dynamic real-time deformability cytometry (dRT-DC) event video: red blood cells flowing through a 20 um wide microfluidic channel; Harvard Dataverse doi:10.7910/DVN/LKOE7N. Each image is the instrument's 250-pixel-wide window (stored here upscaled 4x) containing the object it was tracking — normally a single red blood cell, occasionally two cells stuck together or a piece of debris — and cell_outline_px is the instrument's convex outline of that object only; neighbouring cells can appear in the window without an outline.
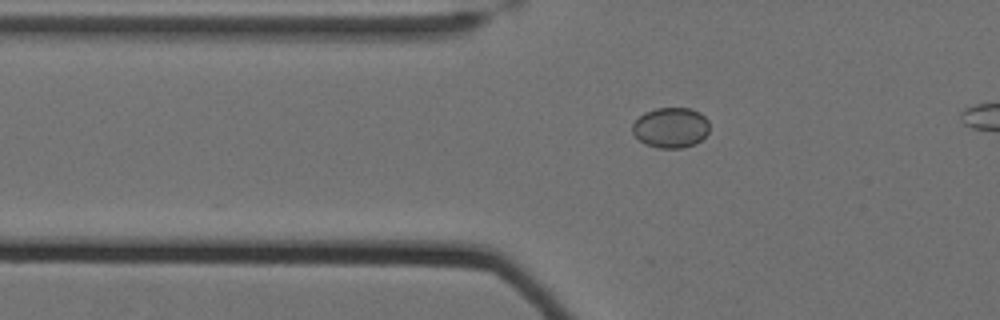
{"species": "Egyptian fruit bat (a non-hibernating species)", "species_latin": "Rousettus aegyptiacus", "temperature_condition": "cold", "stored_images_in_passage": 49, "camera_frame_rate_fps": 3000, "um_per_image_px": 0.085, "animal": {"sex": "female"}, "frame": {"image": 1, "passage_image": 16, "time_ms": 5.0, "image_size_px": [1000, 320], "cell_outline_px": [[708, 132], [696, 144], [680, 148], [656, 148], [644, 144], [632, 132], [632, 124], [644, 112], [656, 108], [688, 108], [700, 112], [708, 120]], "centroid_in_image_um": [57.0, 10.85], "position_along_channel_um": 68.8, "area_um2": 18.15}}
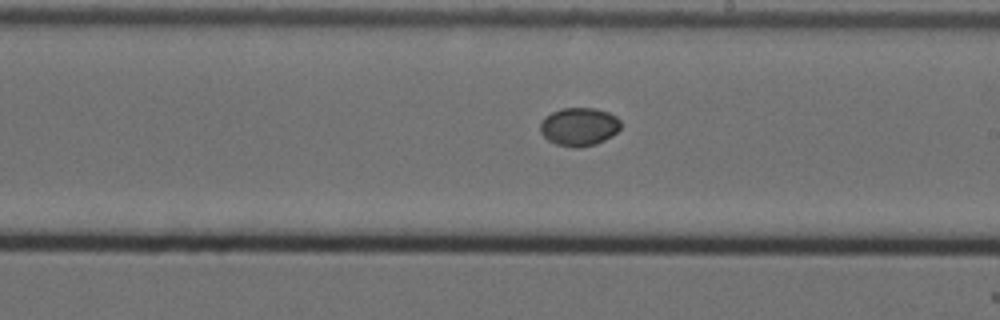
{"frame": {"image": 2, "passage_image": 31, "time_ms": 10.0, "image_size_px": [1000, 320], "cell_outline_px": [[620, 128], [612, 136], [596, 144], [580, 148], [572, 148], [556, 144], [548, 140], [540, 132], [540, 124], [544, 116], [560, 108], [596, 108], [608, 112], [616, 116], [620, 120]], "centroid_in_image_um": [49.21, 10.77], "position_along_channel_um": 239.8, "area_um2": 18.15}}
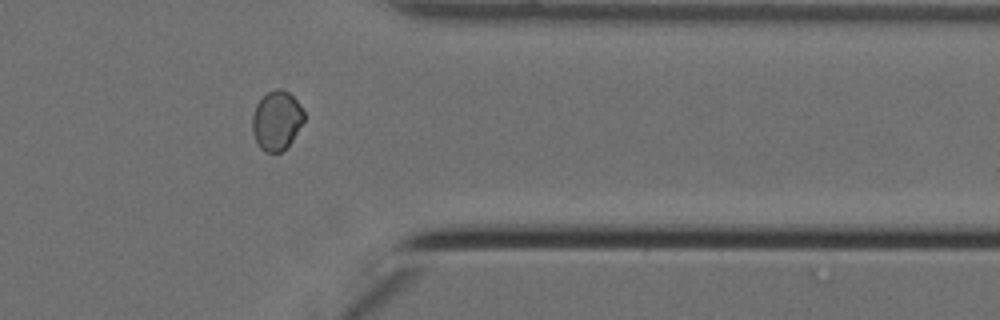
{"frame": {"image": 3, "passage_image": 44, "time_ms": 14.333, "image_size_px": [1000, 320], "cell_outline_px": [[304, 120], [292, 140], [280, 152], [264, 152], [256, 144], [252, 132], [252, 116], [256, 104], [268, 92], [276, 88], [280, 88], [288, 92], [296, 100], [304, 112]], "centroid_in_image_um": [23.48, 10.25], "position_along_channel_um": 387.9, "area_um2": 17.74}}